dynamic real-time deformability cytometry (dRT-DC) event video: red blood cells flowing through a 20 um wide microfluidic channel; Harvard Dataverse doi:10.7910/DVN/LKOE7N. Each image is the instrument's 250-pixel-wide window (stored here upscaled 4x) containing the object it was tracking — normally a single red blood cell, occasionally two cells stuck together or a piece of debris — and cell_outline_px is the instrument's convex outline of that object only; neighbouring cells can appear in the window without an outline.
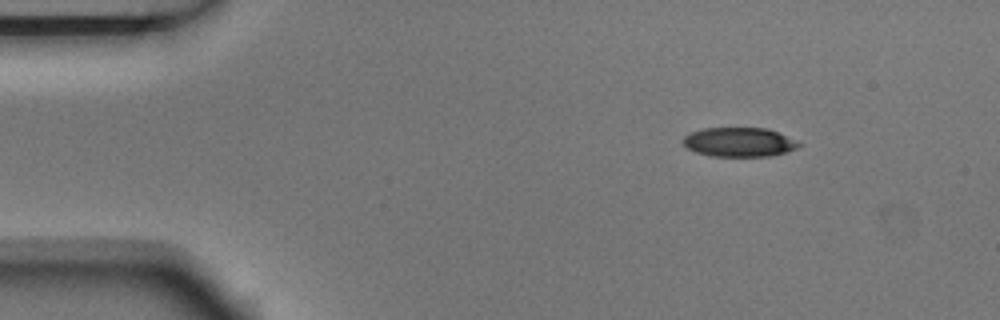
{"species": "Egyptian fruit bat (a non-hibernating species)", "species_latin": "Rousettus aegyptiacus", "temperature_condition": "room temperature", "stored_images_in_passage": 4, "camera_frame_rate_fps": 3000, "um_per_image_px": 0.085, "animal": {"sex": "male"}, "frame": {"image": 1, "passage_image": 1, "time_ms": 0.0, "image_size_px": [1000, 320], "cell_outline_px": [[804, 144], [788, 152], [772, 156], [712, 156], [696, 152], [688, 148], [680, 140], [684, 136], [692, 132], [704, 128], [768, 128], [796, 140]], "centroid_in_image_um": [62.85, 12.08], "position_along_channel_um": 22.1, "area_um2": 19.83}}
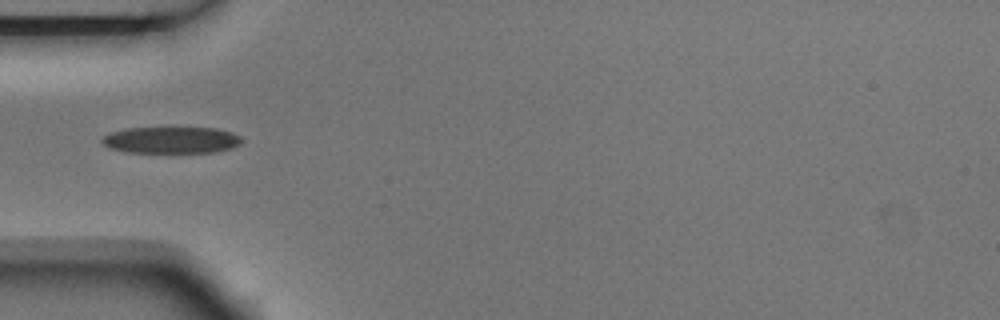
{"frame": {"image": 2, "passage_image": 4, "time_ms": 1.0, "image_size_px": [1000, 320], "cell_outline_px": [[244, 140], [240, 144], [232, 148], [216, 152], [128, 152], [112, 148], [104, 144], [100, 140], [104, 136], [112, 132], [124, 128], [168, 124], [216, 128], [232, 132], [240, 136]], "centroid_in_image_um": [14.6, 11.83], "position_along_channel_um": 70.4, "area_um2": 22.89}}